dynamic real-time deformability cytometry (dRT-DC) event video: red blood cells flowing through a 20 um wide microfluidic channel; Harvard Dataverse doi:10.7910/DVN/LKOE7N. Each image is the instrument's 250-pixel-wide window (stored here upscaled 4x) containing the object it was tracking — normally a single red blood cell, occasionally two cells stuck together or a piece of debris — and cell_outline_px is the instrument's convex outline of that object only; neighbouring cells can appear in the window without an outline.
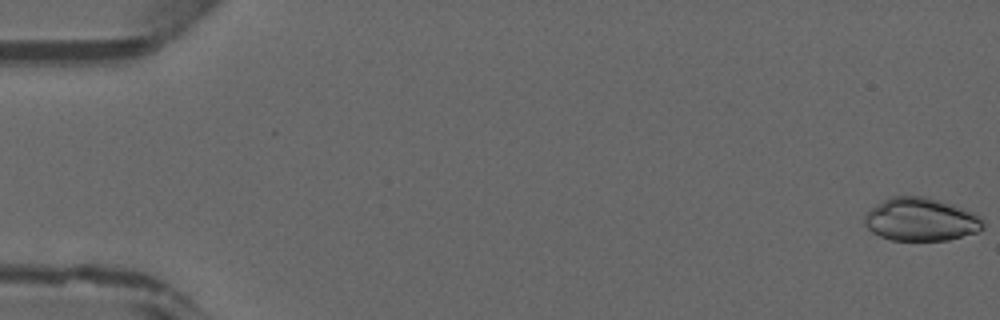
{"species": "common noctule bat (a hibernating species)", "species_latin": "Nyctalus noctula", "temperature_condition": "warm", "stored_images_in_passage": 25, "camera_frame_rate_fps": 3000, "um_per_image_px": 0.085, "animal": {"sex": "male", "forearm_length_mm": 52.5}, "frame": {"image": 1, "passage_image": 1, "time_ms": 0.0, "image_size_px": [1000, 320], "cell_outline_px": [[984, 228], [980, 232], [948, 240], [892, 240], [880, 236], [872, 232], [864, 224], [864, 216], [872, 208], [884, 200], [892, 196], [924, 196], [952, 204], [964, 208], [980, 216], [984, 220]], "centroid_in_image_um": [78.32, 18.66], "position_along_channel_um": 6.7, "area_um2": 29.82}}
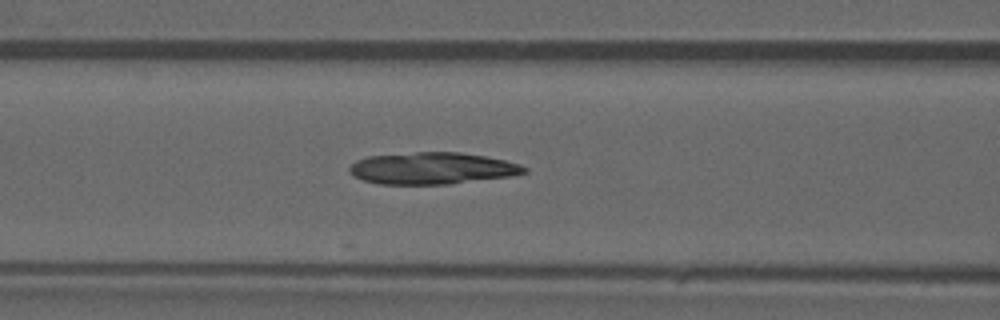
{"frame": {"image": 2, "passage_image": 20, "time_ms": 6.333, "image_size_px": [1000, 320], "cell_outline_px": [[528, 172], [512, 176], [448, 184], [380, 184], [364, 180], [352, 176], [348, 172], [348, 168], [356, 160], [368, 156], [416, 152], [460, 152], [484, 156], [504, 160], [520, 164], [528, 168]], "centroid_in_image_um": [36.73, 14.3], "position_along_channel_um": 129.9, "area_um2": 32.48}}